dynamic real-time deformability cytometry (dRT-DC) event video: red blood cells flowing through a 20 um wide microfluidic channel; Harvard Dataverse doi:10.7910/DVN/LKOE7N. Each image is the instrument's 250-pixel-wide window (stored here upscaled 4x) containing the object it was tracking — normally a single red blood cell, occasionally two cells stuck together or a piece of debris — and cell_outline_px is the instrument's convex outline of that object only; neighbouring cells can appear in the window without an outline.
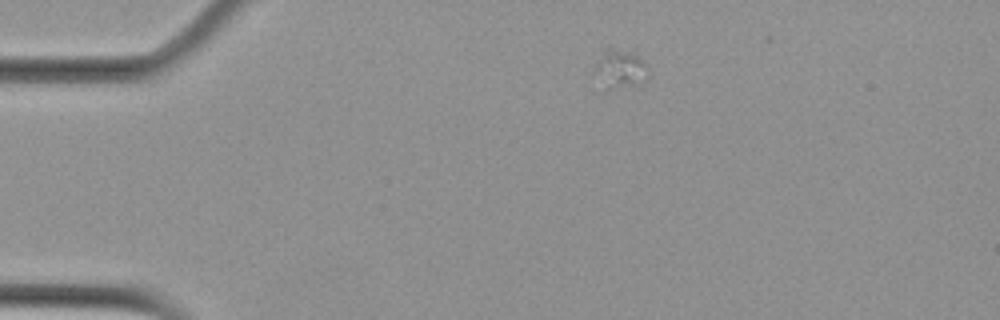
{"species": "Egyptian fruit bat (a non-hibernating species)", "species_latin": "Rousettus aegyptiacus", "temperature_condition": "cold", "stored_images_in_passage": 3, "camera_frame_rate_fps": 3000, "um_per_image_px": 0.085, "animal": {"sex": "female"}, "frame": {"image": 1, "passage_image": 1, "time_ms": 0.0, "image_size_px": [1000, 320], "cell_outline_px": [[648, 76], [644, 84], [604, 92], [600, 92], [592, 72], [596, 64], [608, 44], [628, 52], [636, 56], [648, 68]], "centroid_in_image_um": [52.61, 5.97], "position_along_channel_um": 32.4, "area_um2": 13.06}}